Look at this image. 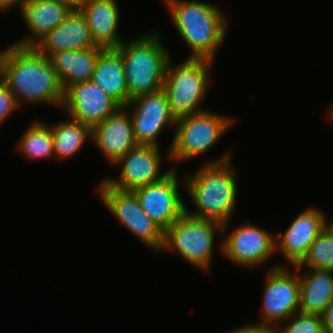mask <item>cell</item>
Returning a JSON list of instances; mask_svg holds the SVG:
<instances>
[{"instance_id": "6da1fadb", "label": "cell", "mask_w": 333, "mask_h": 333, "mask_svg": "<svg viewBox=\"0 0 333 333\" xmlns=\"http://www.w3.org/2000/svg\"><path fill=\"white\" fill-rule=\"evenodd\" d=\"M0 79L20 108L26 103L62 107L64 90L56 71L34 47L9 44L0 49Z\"/></svg>"}, {"instance_id": "7a4b0ae2", "label": "cell", "mask_w": 333, "mask_h": 333, "mask_svg": "<svg viewBox=\"0 0 333 333\" xmlns=\"http://www.w3.org/2000/svg\"><path fill=\"white\" fill-rule=\"evenodd\" d=\"M232 157L229 151L211 161L207 159L197 171L184 177V190L196 207L192 212L185 205L186 213L222 224L232 221L238 201V176Z\"/></svg>"}, {"instance_id": "3957f363", "label": "cell", "mask_w": 333, "mask_h": 333, "mask_svg": "<svg viewBox=\"0 0 333 333\" xmlns=\"http://www.w3.org/2000/svg\"><path fill=\"white\" fill-rule=\"evenodd\" d=\"M172 23L190 48L187 58L215 61L227 38L229 18L215 4L197 0H163Z\"/></svg>"}, {"instance_id": "277c9868", "label": "cell", "mask_w": 333, "mask_h": 333, "mask_svg": "<svg viewBox=\"0 0 333 333\" xmlns=\"http://www.w3.org/2000/svg\"><path fill=\"white\" fill-rule=\"evenodd\" d=\"M123 58L128 102L137 96L163 89L169 49L155 29L123 41L116 48Z\"/></svg>"}, {"instance_id": "5b68a950", "label": "cell", "mask_w": 333, "mask_h": 333, "mask_svg": "<svg viewBox=\"0 0 333 333\" xmlns=\"http://www.w3.org/2000/svg\"><path fill=\"white\" fill-rule=\"evenodd\" d=\"M234 122H237L236 117L209 109L178 118L166 152V161L172 163V168L178 169L180 162L206 155L230 127H234Z\"/></svg>"}, {"instance_id": "8992f818", "label": "cell", "mask_w": 333, "mask_h": 333, "mask_svg": "<svg viewBox=\"0 0 333 333\" xmlns=\"http://www.w3.org/2000/svg\"><path fill=\"white\" fill-rule=\"evenodd\" d=\"M214 63L210 59L185 58L177 65L172 57L169 59L163 90L176 119L207 109L202 104L208 97Z\"/></svg>"}, {"instance_id": "52a82bcc", "label": "cell", "mask_w": 333, "mask_h": 333, "mask_svg": "<svg viewBox=\"0 0 333 333\" xmlns=\"http://www.w3.org/2000/svg\"><path fill=\"white\" fill-rule=\"evenodd\" d=\"M223 224L198 218L188 213L179 217L165 232L160 253L179 254L190 265L202 272L211 270L216 236L222 237Z\"/></svg>"}, {"instance_id": "ba28073f", "label": "cell", "mask_w": 333, "mask_h": 333, "mask_svg": "<svg viewBox=\"0 0 333 333\" xmlns=\"http://www.w3.org/2000/svg\"><path fill=\"white\" fill-rule=\"evenodd\" d=\"M96 185L95 193L110 214L152 252L159 253L164 244V231L143 211L135 193L118 190L104 179Z\"/></svg>"}, {"instance_id": "9c48e42d", "label": "cell", "mask_w": 333, "mask_h": 333, "mask_svg": "<svg viewBox=\"0 0 333 333\" xmlns=\"http://www.w3.org/2000/svg\"><path fill=\"white\" fill-rule=\"evenodd\" d=\"M274 264L264 277L260 320L257 323L277 328L299 312L300 278L295 266L290 268L286 262Z\"/></svg>"}, {"instance_id": "30bf717a", "label": "cell", "mask_w": 333, "mask_h": 333, "mask_svg": "<svg viewBox=\"0 0 333 333\" xmlns=\"http://www.w3.org/2000/svg\"><path fill=\"white\" fill-rule=\"evenodd\" d=\"M229 224L230 222L223 224L224 238L217 246L220 254H223L222 256L226 257L230 263L252 269L262 267L276 254L275 234L272 231L258 227L254 223L251 224L250 220H247L235 226L229 233Z\"/></svg>"}, {"instance_id": "8fae6325", "label": "cell", "mask_w": 333, "mask_h": 333, "mask_svg": "<svg viewBox=\"0 0 333 333\" xmlns=\"http://www.w3.org/2000/svg\"><path fill=\"white\" fill-rule=\"evenodd\" d=\"M125 107L131 115L133 134L138 145L160 147L159 135L166 127L170 130L175 127L177 119L171 113L163 89L134 97Z\"/></svg>"}, {"instance_id": "7c38bea8", "label": "cell", "mask_w": 333, "mask_h": 333, "mask_svg": "<svg viewBox=\"0 0 333 333\" xmlns=\"http://www.w3.org/2000/svg\"><path fill=\"white\" fill-rule=\"evenodd\" d=\"M160 147L150 145H137L123 156L114 166L120 167L117 177H103L112 187L122 191H134L162 180L169 170L163 172V154Z\"/></svg>"}, {"instance_id": "4fadbf2b", "label": "cell", "mask_w": 333, "mask_h": 333, "mask_svg": "<svg viewBox=\"0 0 333 333\" xmlns=\"http://www.w3.org/2000/svg\"><path fill=\"white\" fill-rule=\"evenodd\" d=\"M178 173L173 168L162 180L133 191L143 211L164 232L185 213L186 201L180 193L182 186L184 188V179L181 182Z\"/></svg>"}, {"instance_id": "5bb4252c", "label": "cell", "mask_w": 333, "mask_h": 333, "mask_svg": "<svg viewBox=\"0 0 333 333\" xmlns=\"http://www.w3.org/2000/svg\"><path fill=\"white\" fill-rule=\"evenodd\" d=\"M320 209L307 207L293 219L285 232L275 234V252L282 254L287 266L299 265L325 228V213Z\"/></svg>"}, {"instance_id": "9a60e30c", "label": "cell", "mask_w": 333, "mask_h": 333, "mask_svg": "<svg viewBox=\"0 0 333 333\" xmlns=\"http://www.w3.org/2000/svg\"><path fill=\"white\" fill-rule=\"evenodd\" d=\"M121 106L92 80L75 83L64 91L61 108L73 120L91 129Z\"/></svg>"}, {"instance_id": "2e32d148", "label": "cell", "mask_w": 333, "mask_h": 333, "mask_svg": "<svg viewBox=\"0 0 333 333\" xmlns=\"http://www.w3.org/2000/svg\"><path fill=\"white\" fill-rule=\"evenodd\" d=\"M91 135V142L112 166L138 145L133 134L131 115L126 107H120L95 125Z\"/></svg>"}, {"instance_id": "e0dca14e", "label": "cell", "mask_w": 333, "mask_h": 333, "mask_svg": "<svg viewBox=\"0 0 333 333\" xmlns=\"http://www.w3.org/2000/svg\"><path fill=\"white\" fill-rule=\"evenodd\" d=\"M40 54L49 57L66 50H86L98 46L80 10H71L66 19L33 46Z\"/></svg>"}, {"instance_id": "ac0fdd59", "label": "cell", "mask_w": 333, "mask_h": 333, "mask_svg": "<svg viewBox=\"0 0 333 333\" xmlns=\"http://www.w3.org/2000/svg\"><path fill=\"white\" fill-rule=\"evenodd\" d=\"M29 34L12 44L33 47L41 38L62 23L71 10L56 0H24L19 10Z\"/></svg>"}, {"instance_id": "d6986e66", "label": "cell", "mask_w": 333, "mask_h": 333, "mask_svg": "<svg viewBox=\"0 0 333 333\" xmlns=\"http://www.w3.org/2000/svg\"><path fill=\"white\" fill-rule=\"evenodd\" d=\"M80 11L84 14L93 40L98 46L117 48L125 41L119 33L121 10L117 0H86Z\"/></svg>"}, {"instance_id": "ffe728a7", "label": "cell", "mask_w": 333, "mask_h": 333, "mask_svg": "<svg viewBox=\"0 0 333 333\" xmlns=\"http://www.w3.org/2000/svg\"><path fill=\"white\" fill-rule=\"evenodd\" d=\"M297 269L300 278L299 312L321 316L333 299V270Z\"/></svg>"}, {"instance_id": "44dd1931", "label": "cell", "mask_w": 333, "mask_h": 333, "mask_svg": "<svg viewBox=\"0 0 333 333\" xmlns=\"http://www.w3.org/2000/svg\"><path fill=\"white\" fill-rule=\"evenodd\" d=\"M102 49L103 47L66 50L48 57L64 91L70 85L92 79Z\"/></svg>"}, {"instance_id": "7402d4cb", "label": "cell", "mask_w": 333, "mask_h": 333, "mask_svg": "<svg viewBox=\"0 0 333 333\" xmlns=\"http://www.w3.org/2000/svg\"><path fill=\"white\" fill-rule=\"evenodd\" d=\"M121 107L128 103L125 68L121 53L116 48H103L96 61L91 79Z\"/></svg>"}, {"instance_id": "603a6c76", "label": "cell", "mask_w": 333, "mask_h": 333, "mask_svg": "<svg viewBox=\"0 0 333 333\" xmlns=\"http://www.w3.org/2000/svg\"><path fill=\"white\" fill-rule=\"evenodd\" d=\"M66 116V120L49 125L53 134L54 159L59 161L69 160L78 155L86 142L92 141L89 126Z\"/></svg>"}, {"instance_id": "cb8c5ba5", "label": "cell", "mask_w": 333, "mask_h": 333, "mask_svg": "<svg viewBox=\"0 0 333 333\" xmlns=\"http://www.w3.org/2000/svg\"><path fill=\"white\" fill-rule=\"evenodd\" d=\"M16 147L29 161L54 159V141L49 124L40 119L34 120L22 133Z\"/></svg>"}, {"instance_id": "d4e9b609", "label": "cell", "mask_w": 333, "mask_h": 333, "mask_svg": "<svg viewBox=\"0 0 333 333\" xmlns=\"http://www.w3.org/2000/svg\"><path fill=\"white\" fill-rule=\"evenodd\" d=\"M295 267L333 270V236L326 228L311 244L308 255Z\"/></svg>"}, {"instance_id": "484cf974", "label": "cell", "mask_w": 333, "mask_h": 333, "mask_svg": "<svg viewBox=\"0 0 333 333\" xmlns=\"http://www.w3.org/2000/svg\"><path fill=\"white\" fill-rule=\"evenodd\" d=\"M277 333H324L320 315L296 313L277 327Z\"/></svg>"}, {"instance_id": "4316f807", "label": "cell", "mask_w": 333, "mask_h": 333, "mask_svg": "<svg viewBox=\"0 0 333 333\" xmlns=\"http://www.w3.org/2000/svg\"><path fill=\"white\" fill-rule=\"evenodd\" d=\"M19 108L13 93L0 79V127L7 119H10L11 115L19 111Z\"/></svg>"}, {"instance_id": "83f0119b", "label": "cell", "mask_w": 333, "mask_h": 333, "mask_svg": "<svg viewBox=\"0 0 333 333\" xmlns=\"http://www.w3.org/2000/svg\"><path fill=\"white\" fill-rule=\"evenodd\" d=\"M223 333H277V328L270 325H264L257 322L248 323L237 329L228 330Z\"/></svg>"}, {"instance_id": "f1b7e54d", "label": "cell", "mask_w": 333, "mask_h": 333, "mask_svg": "<svg viewBox=\"0 0 333 333\" xmlns=\"http://www.w3.org/2000/svg\"><path fill=\"white\" fill-rule=\"evenodd\" d=\"M324 333H333V299L321 315Z\"/></svg>"}, {"instance_id": "f546056e", "label": "cell", "mask_w": 333, "mask_h": 333, "mask_svg": "<svg viewBox=\"0 0 333 333\" xmlns=\"http://www.w3.org/2000/svg\"><path fill=\"white\" fill-rule=\"evenodd\" d=\"M24 0H0V13L11 11L14 7H18L20 9L21 3Z\"/></svg>"}, {"instance_id": "4dcf8cb0", "label": "cell", "mask_w": 333, "mask_h": 333, "mask_svg": "<svg viewBox=\"0 0 333 333\" xmlns=\"http://www.w3.org/2000/svg\"><path fill=\"white\" fill-rule=\"evenodd\" d=\"M70 10H80L86 0H56Z\"/></svg>"}, {"instance_id": "1f68e13d", "label": "cell", "mask_w": 333, "mask_h": 333, "mask_svg": "<svg viewBox=\"0 0 333 333\" xmlns=\"http://www.w3.org/2000/svg\"><path fill=\"white\" fill-rule=\"evenodd\" d=\"M325 228L330 232V234L333 236V220L330 222L327 219V215H325Z\"/></svg>"}, {"instance_id": "d6a6232c", "label": "cell", "mask_w": 333, "mask_h": 333, "mask_svg": "<svg viewBox=\"0 0 333 333\" xmlns=\"http://www.w3.org/2000/svg\"><path fill=\"white\" fill-rule=\"evenodd\" d=\"M329 110H326V116L325 117H327L328 118V120L331 122V123H333V104H330L329 105V108H328Z\"/></svg>"}]
</instances>
